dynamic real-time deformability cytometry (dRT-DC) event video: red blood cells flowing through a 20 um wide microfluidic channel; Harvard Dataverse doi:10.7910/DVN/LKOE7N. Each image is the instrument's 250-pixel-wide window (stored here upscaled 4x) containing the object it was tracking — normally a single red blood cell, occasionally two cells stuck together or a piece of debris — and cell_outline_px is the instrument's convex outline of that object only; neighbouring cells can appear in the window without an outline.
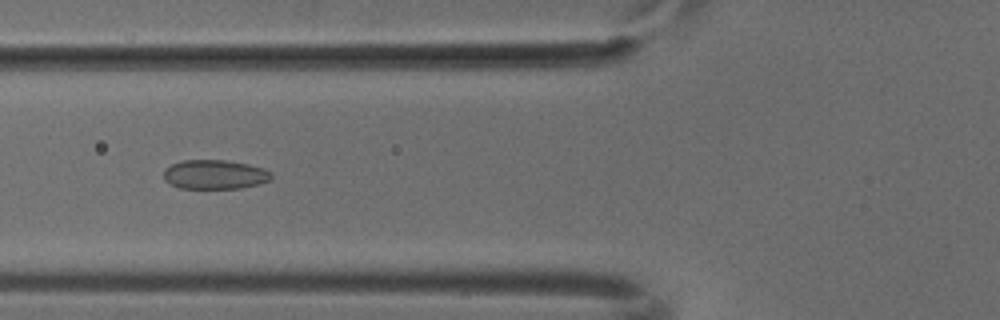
{"species": "common noctule bat (a hibernating species)", "species_latin": "Nyctalus noctula", "temperature_condition": "cold", "stored_images_in_passage": 41, "camera_frame_rate_fps": 3000, "um_per_image_px": 0.085, "animal": {"sex": "male", "body_mass_g": 18.8}, "frame": {"image": 1, "passage_image": 10, "time_ms": 3.0, "image_size_px": [1000, 320], "cell_outline_px": [[272, 176], [268, 180], [260, 184], [240, 188], [180, 188], [164, 180], [164, 168], [180, 160], [224, 160], [248, 164], [264, 168], [272, 172]], "centroid_in_image_um": [18.25, 14.82], "position_along_channel_um": 107.5, "area_um2": 18.38}}
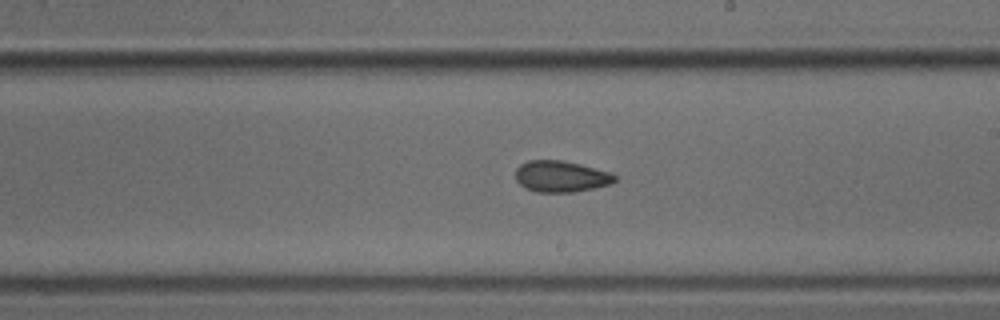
{"frame": {"image": 2, "passage_image": 20, "time_ms": 6.333, "image_size_px": [1000, 320], "cell_outline_px": [[616, 180], [612, 184], [596, 188], [572, 192], [536, 192], [524, 188], [516, 180], [516, 168], [520, 164], [528, 160], [560, 160], [580, 164], [608, 172], [616, 176]], "centroid_in_image_um": [47.66, 15.0], "position_along_channel_um": 241.3, "area_um2": 18.15}}
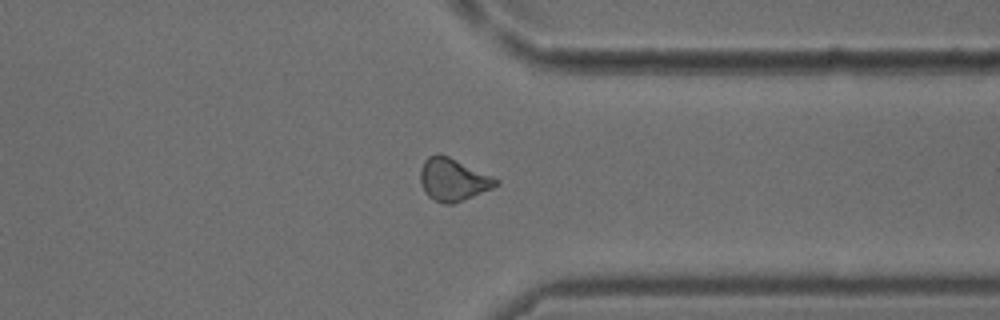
{"frame": {"image": 3, "passage_image": 30, "time_ms": 9.667, "image_size_px": [1000, 320], "cell_outline_px": [[500, 184], [492, 188], [464, 200], [452, 204], [444, 204], [428, 196], [424, 192], [420, 184], [420, 168], [424, 160], [428, 156], [436, 152], [440, 152], [496, 176], [500, 180]], "centroid_in_image_um": [38.53, 15.23], "position_along_channel_um": 372.9, "area_um2": 19.36}}